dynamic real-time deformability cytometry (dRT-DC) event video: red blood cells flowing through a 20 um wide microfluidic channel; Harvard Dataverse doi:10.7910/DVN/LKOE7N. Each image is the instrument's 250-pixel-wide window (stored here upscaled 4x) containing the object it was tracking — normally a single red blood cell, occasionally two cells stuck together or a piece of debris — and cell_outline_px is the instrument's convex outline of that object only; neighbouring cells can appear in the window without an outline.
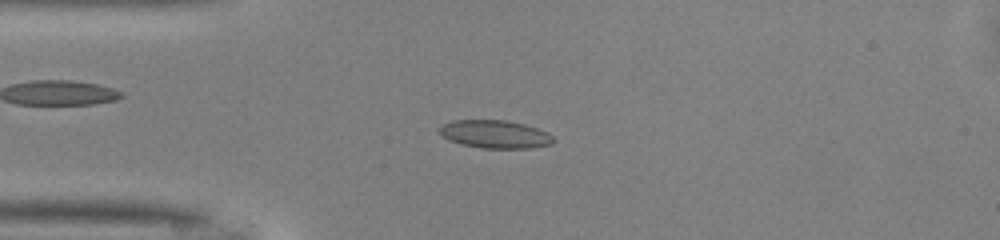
{"species": "common noctule bat (a hibernating species)", "species_latin": "Nyctalus noctula", "temperature_condition": "warm", "stored_images_in_passage": 48, "camera_frame_rate_fps": 3000, "um_per_image_px": 0.085, "animal": {"sex": "male", "body_mass_g": 13.0, "forearm_length_mm": 53.1}, "frame": {"image": 1, "passage_image": 11, "time_ms": 3.333, "image_size_px": [1000, 240], "cell_outline_px": [[556, 140], [552, 144], [528, 148], [480, 148], [460, 144], [444, 136], [436, 128], [440, 124], [452, 120], [504, 120], [524, 124], [548, 132]], "centroid_in_image_um": [42.06, 11.4], "position_along_channel_um": 42.9, "area_um2": 18.67}}
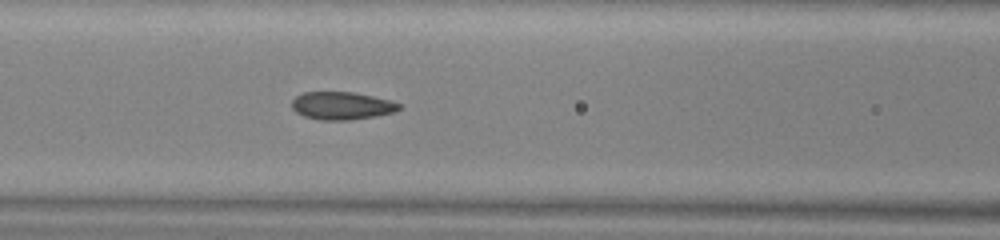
{"frame": {"image": 2, "passage_image": 19, "time_ms": 6.0, "image_size_px": [1000, 240], "cell_outline_px": [[400, 108], [396, 112], [376, 116], [352, 120], [320, 120], [304, 116], [296, 112], [292, 108], [292, 100], [296, 96], [304, 92], [356, 92], [388, 100], [400, 104]], "centroid_in_image_um": [29.04, 8.99], "position_along_channel_um": 137.6, "area_um2": 17.4}}
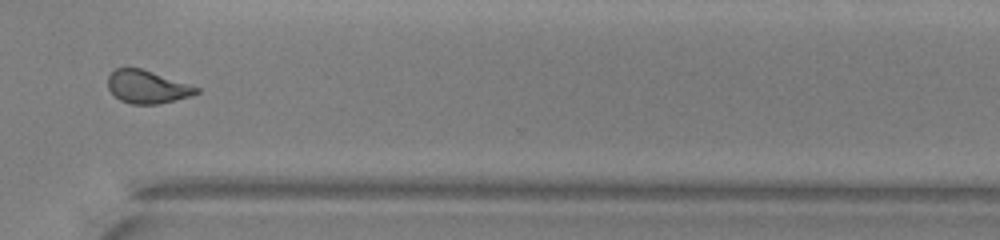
{"frame": {"image": 3, "passage_image": 35, "time_ms": 11.333, "image_size_px": [1000, 240], "cell_outline_px": [[200, 92], [192, 96], [160, 104], [132, 104], [120, 100], [108, 88], [108, 76], [116, 68], [140, 68], [200, 88]], "centroid_in_image_um": [12.53, 7.4], "position_along_channel_um": 358.1, "area_um2": 16.82}, "authors_computed_cell_mechanics": {"area_um2": 17.5423, "velocity_mm_per_s": 4.1384, "shape_relaxation_time_tau1_ms": 9.0568, "shape_relaxation_time_tau2_ms": 1.3712, "deformation_change_tau1": 0.1979, "deformation_change_tau2": 0.0537}}